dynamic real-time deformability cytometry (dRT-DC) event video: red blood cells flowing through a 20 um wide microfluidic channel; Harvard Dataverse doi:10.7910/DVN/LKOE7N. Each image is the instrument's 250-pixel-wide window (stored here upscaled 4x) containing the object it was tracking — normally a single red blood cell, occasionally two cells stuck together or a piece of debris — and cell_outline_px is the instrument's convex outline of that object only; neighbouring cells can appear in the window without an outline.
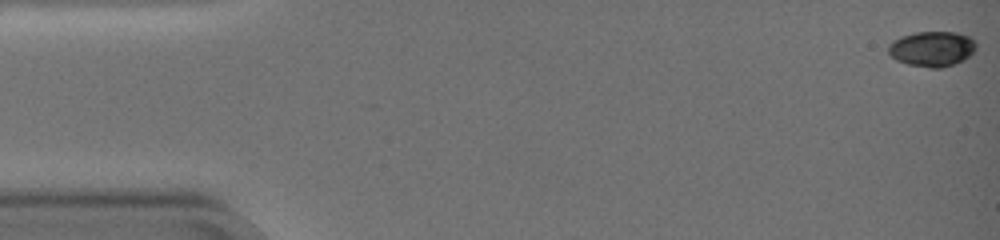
{"species": "common noctule bat (a hibernating species)", "species_latin": "Nyctalus noctula", "temperature_condition": "warm", "stored_images_in_passage": 7, "camera_frame_rate_fps": 3000, "um_per_image_px": 0.085, "animal": {"sex": "female", "body_mass_g": 19.0, "forearm_length_mm": 51.5}, "frame": {"image": 1, "passage_image": 1, "time_ms": 0.0, "image_size_px": [1000, 240], "cell_outline_px": [[976, 48], [964, 60], [940, 68], [928, 68], [908, 64], [896, 60], [888, 52], [888, 44], [892, 40], [900, 36], [916, 32], [956, 32], [968, 36], [976, 44]], "centroid_in_image_um": [79.18, 4.14], "position_along_channel_um": 5.8, "area_um2": 17.98}}